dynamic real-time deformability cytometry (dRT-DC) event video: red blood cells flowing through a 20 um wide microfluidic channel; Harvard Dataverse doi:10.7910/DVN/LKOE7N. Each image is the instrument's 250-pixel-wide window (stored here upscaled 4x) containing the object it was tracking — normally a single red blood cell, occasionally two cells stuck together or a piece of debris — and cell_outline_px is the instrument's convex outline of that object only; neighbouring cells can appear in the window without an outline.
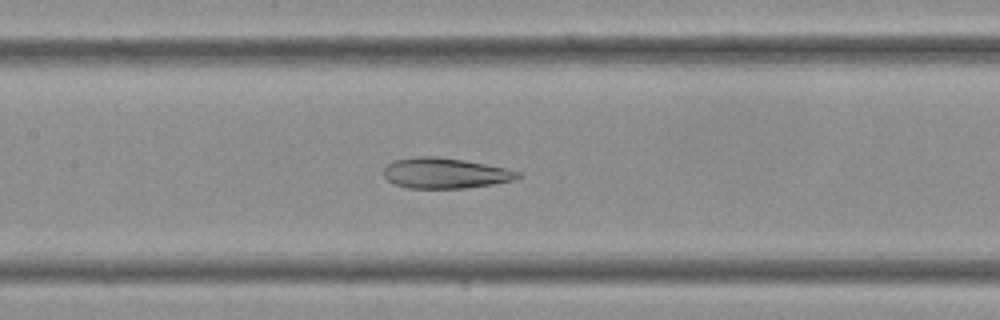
{"species": "Egyptian fruit bat (a non-hibernating species)", "species_latin": "Rousettus aegyptiacus", "temperature_condition": "cold", "stored_images_in_passage": 30, "camera_frame_rate_fps": 3000, "um_per_image_px": 0.085, "frame": {"image": 1, "passage_image": 11, "time_ms": 3.333, "image_size_px": [1000, 320], "cell_outline_px": [[520, 176], [512, 180], [492, 184], [464, 188], [408, 188], [396, 184], [388, 180], [384, 176], [384, 168], [392, 160], [416, 156], [436, 156], [464, 160], [508, 168], [520, 172]], "centroid_in_image_um": [37.82, 14.7], "position_along_channel_um": 169.6, "area_um2": 23.81}}
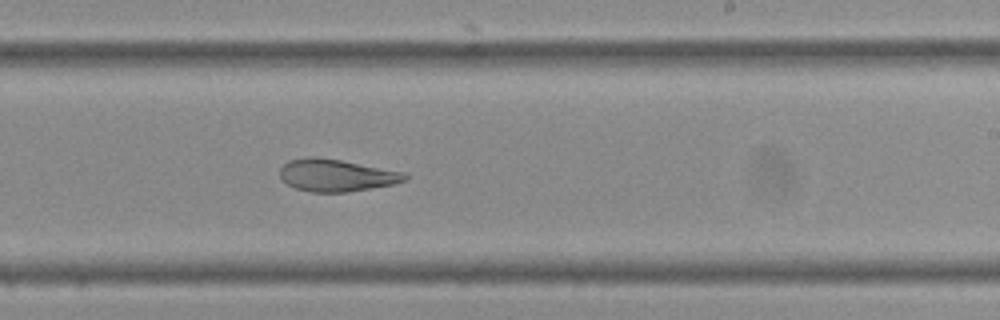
{"frame": {"image": 2, "passage_image": 16, "time_ms": 5.0, "image_size_px": [1000, 320], "cell_outline_px": [[408, 180], [396, 184], [344, 192], [312, 192], [296, 188], [288, 184], [280, 176], [280, 168], [288, 160], [312, 156], [340, 160], [404, 172], [408, 176]], "centroid_in_image_um": [28.6, 14.9], "position_along_channel_um": 260.4, "area_um2": 23.29}}
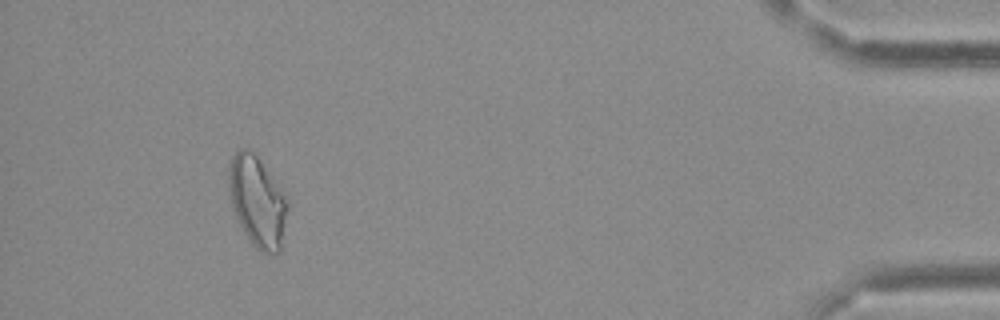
{"frame": {"image": 3, "passage_image": 28, "time_ms": 9.0, "image_size_px": [1000, 320], "cell_outline_px": [[288, 208], [280, 252], [260, 252], [252, 244], [244, 232], [232, 208], [228, 188], [228, 164], [232, 156], [240, 148], [248, 148], [256, 156], [288, 200]], "centroid_in_image_um": [21.84, 17.13], "position_along_channel_um": 413.4, "area_um2": 30.69}}